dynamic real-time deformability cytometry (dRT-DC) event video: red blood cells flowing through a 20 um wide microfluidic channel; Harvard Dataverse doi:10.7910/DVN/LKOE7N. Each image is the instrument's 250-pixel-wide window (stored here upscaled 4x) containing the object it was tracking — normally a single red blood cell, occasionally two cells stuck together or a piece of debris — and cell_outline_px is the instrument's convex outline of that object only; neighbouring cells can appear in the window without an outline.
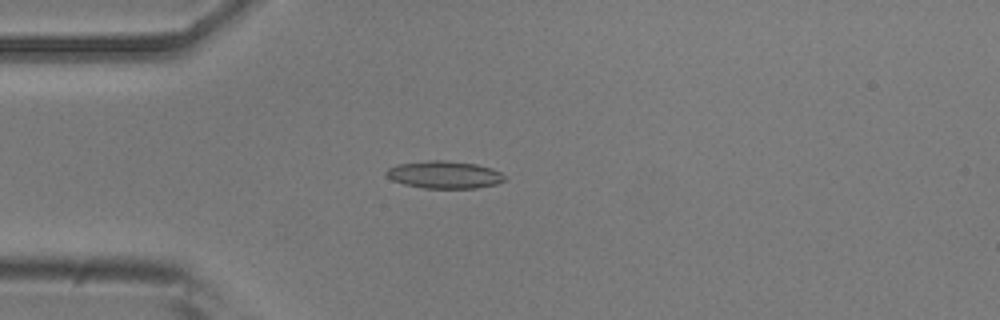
{"species": "common noctule bat (a hibernating species)", "species_latin": "Nyctalus noctula", "temperature_condition": "room temperature", "stored_images_in_passage": 3, "camera_frame_rate_fps": 3000, "um_per_image_px": 0.085, "animal": {"sex": "male", "body_mass_g": 20.5, "forearm_length_mm": 52.5}, "frame": {"image": 1, "passage_image": 2, "time_ms": 0.333, "image_size_px": [1000, 320], "cell_outline_px": [[504, 180], [496, 184], [476, 188], [424, 188], [404, 184], [392, 180], [384, 172], [388, 168], [396, 164], [428, 160], [444, 160], [476, 164], [492, 168], [500, 172], [504, 176]], "centroid_in_image_um": [37.74, 14.84], "position_along_channel_um": 47.3, "area_um2": 18.9}}